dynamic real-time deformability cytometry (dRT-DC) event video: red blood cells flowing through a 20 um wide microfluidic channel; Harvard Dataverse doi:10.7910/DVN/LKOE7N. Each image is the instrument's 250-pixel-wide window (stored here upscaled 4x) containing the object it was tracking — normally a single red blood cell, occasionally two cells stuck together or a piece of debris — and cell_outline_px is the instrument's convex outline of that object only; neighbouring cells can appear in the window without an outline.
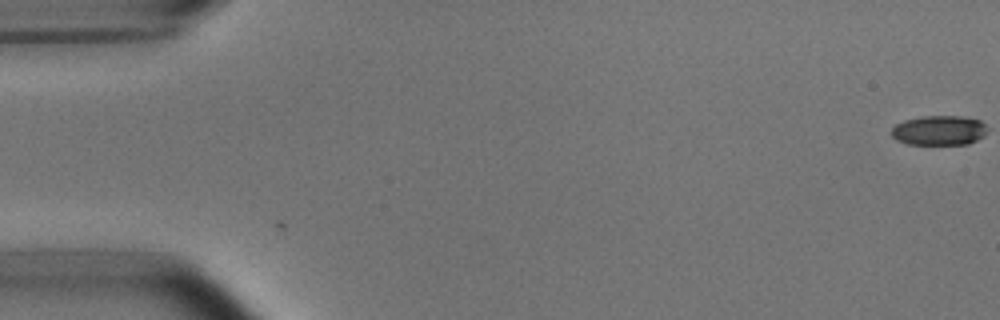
{"species": "common noctule bat (a hibernating species)", "species_latin": "Nyctalus noctula", "temperature_condition": "room temperature", "stored_images_in_passage": 54, "camera_frame_rate_fps": 3000, "um_per_image_px": 0.085, "animal": {"sex": "male", "body_mass_g": 15.6}, "frame": {"image": 1, "passage_image": 1, "time_ms": 0.0, "image_size_px": [1000, 320], "cell_outline_px": [[980, 124], [976, 136], [972, 140], [960, 144], [916, 144], [900, 140], [892, 132], [892, 128], [900, 124], [912, 120], [976, 120]], "centroid_in_image_um": [79.65, 11.18], "position_along_channel_um": 5.4, "area_um2": 13.24}}
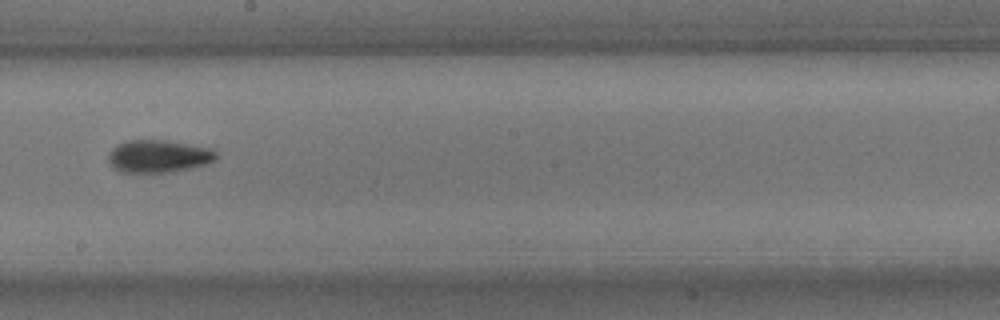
{"frame": {"image": 2, "passage_image": 31, "time_ms": 10.0, "image_size_px": [1000, 320], "cell_outline_px": [[212, 156], [208, 160], [192, 164], [168, 168], [128, 168], [116, 164], [116, 152], [124, 144], [164, 144], [212, 152]], "centroid_in_image_um": [13.49, 13.27], "position_along_channel_um": 234.7, "area_um2": 13.53}}
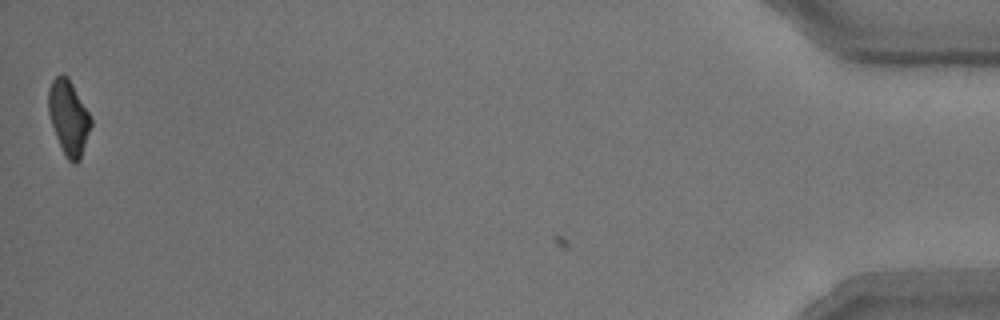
{"frame": {"image": 3, "passage_image": 54, "time_ms": 17.667, "image_size_px": [1000, 320], "cell_outline_px": [[92, 124], [80, 156], [76, 160], [72, 160], [64, 152], [60, 144], [52, 120], [48, 104], [48, 96], [52, 84], [56, 76], [64, 76], [68, 80], [88, 112], [92, 120]], "centroid_in_image_um": [5.85, 9.97], "position_along_channel_um": 429.3, "area_um2": 16.7}, "authors_computed_cell_mechanics": {"area_um2": 14.9702, "velocity_mm_per_s": 3.7552, "shape_relaxation_time_tau1_ms": null, "shape_relaxation_time_tau2_ms": 4.255, "deformation_change_tau1": null, "deformation_change_tau2": 0.1322}}